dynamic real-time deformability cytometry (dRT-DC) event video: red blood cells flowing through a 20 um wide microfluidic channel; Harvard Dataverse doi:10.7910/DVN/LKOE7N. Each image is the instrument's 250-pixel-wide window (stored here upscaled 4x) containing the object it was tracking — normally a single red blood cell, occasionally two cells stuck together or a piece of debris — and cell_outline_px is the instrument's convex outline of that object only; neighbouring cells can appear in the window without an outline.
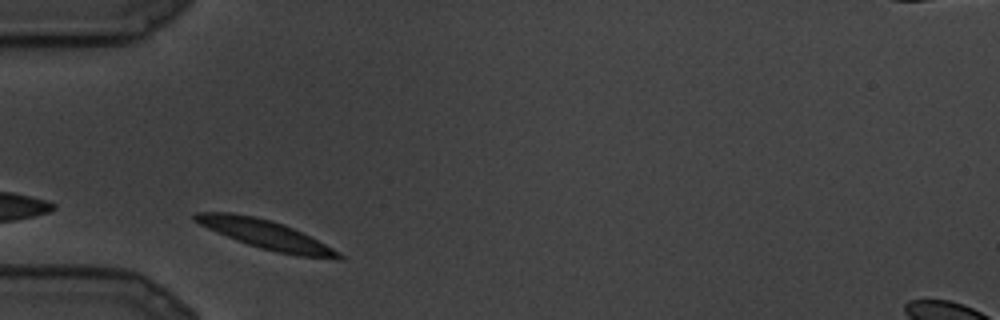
{"species": "common noctule bat (a hibernating species)", "species_latin": "Nyctalus noctula", "temperature_condition": "cold", "stored_images_in_passage": 13, "camera_frame_rate_fps": 3000, "um_per_image_px": 0.085, "animal": {"sex": "male", "body_mass_g": 19.5, "forearm_length_mm": 54.6}, "frame": {"image": 1, "passage_image": 1, "time_ms": 0.0, "image_size_px": [1000, 320], "cell_outline_px": [[344, 260], [336, 260], [296, 256], [276, 252], [260, 248], [248, 244], [208, 228], [192, 220], [192, 216], [196, 212], [232, 212], [256, 216], [272, 220], [284, 224], [340, 252], [344, 256]], "centroid_in_image_um": [22.62, 19.95], "position_along_channel_um": 62.4, "area_um2": 24.1}}
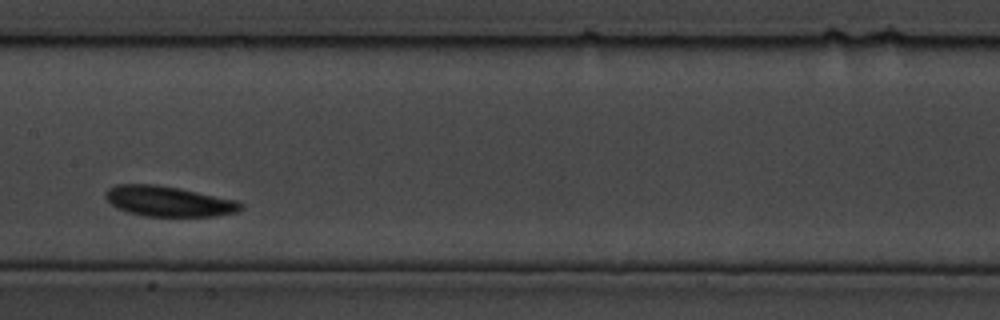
{"frame": {"image": 2, "passage_image": 7, "time_ms": 2.0, "image_size_px": [1000, 320], "cell_outline_px": [[244, 208], [236, 212], [216, 216], [144, 216], [128, 212], [116, 208], [104, 196], [108, 188], [116, 184], [156, 184], [180, 188], [236, 200], [244, 204]], "centroid_in_image_um": [14.33, 17.1], "position_along_channel_um": 193.1, "area_um2": 23.99}}
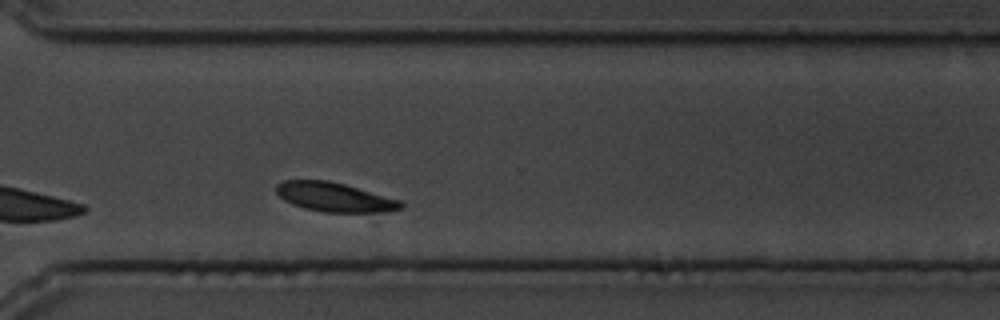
{"frame": {"image": 3, "passage_image": 13, "time_ms": 4.0, "image_size_px": [1000, 320], "cell_outline_px": [[404, 208], [388, 212], [324, 212], [304, 208], [292, 204], [284, 200], [276, 192], [276, 184], [284, 180], [328, 180], [344, 184], [400, 200], [404, 204]], "centroid_in_image_um": [28.44, 16.76], "position_along_channel_um": 342.2, "area_um2": 21.21}}